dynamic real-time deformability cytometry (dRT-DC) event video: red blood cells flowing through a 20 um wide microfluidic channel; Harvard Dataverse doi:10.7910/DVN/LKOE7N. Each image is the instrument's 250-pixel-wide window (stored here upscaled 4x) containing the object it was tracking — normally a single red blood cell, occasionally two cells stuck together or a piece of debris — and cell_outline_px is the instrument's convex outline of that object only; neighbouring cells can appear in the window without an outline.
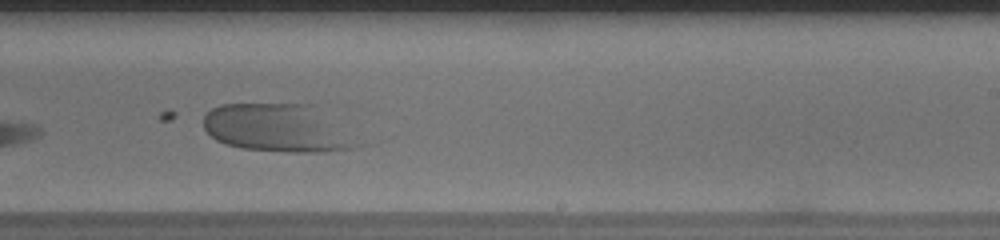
{"species": "human", "species_latin": "Homo sapiens", "temperature_condition": "warm", "stored_images_in_passage": 35, "camera_frame_rate_fps": 3000, "um_per_image_px": 0.085, "donor": {"sex": "male"}, "frame": {"image": 1, "passage_image": 16, "time_ms": 5.0, "image_size_px": [1000, 240], "cell_outline_px": [[352, 148], [320, 152], [292, 152], [244, 148], [224, 144], [216, 140], [204, 128], [204, 116], [212, 108], [220, 104], [316, 104]], "centroid_in_image_um": [23.31, 10.85], "position_along_channel_um": 265.7, "area_um2": 40.86}}